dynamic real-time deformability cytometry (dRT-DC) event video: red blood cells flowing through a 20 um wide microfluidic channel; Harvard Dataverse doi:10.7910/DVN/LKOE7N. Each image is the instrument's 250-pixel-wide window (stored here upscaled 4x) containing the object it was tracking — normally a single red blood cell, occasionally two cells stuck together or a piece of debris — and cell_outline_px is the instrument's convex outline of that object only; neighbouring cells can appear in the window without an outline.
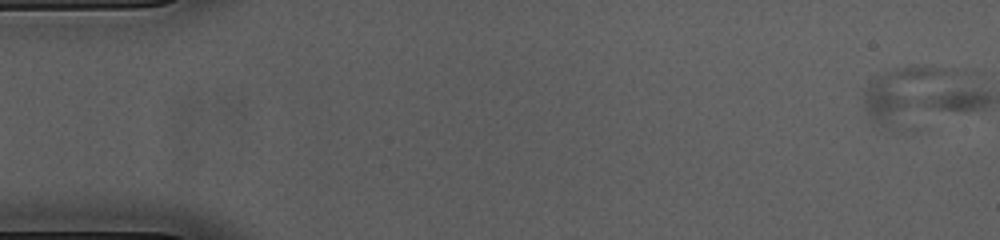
{"species": "common noctule bat (a hibernating species)", "species_latin": "Nyctalus noctula", "temperature_condition": "cold", "stored_images_in_passage": 57, "segment_of_instrument_passage": [1, 2], "camera_frame_rate_fps": 3000, "um_per_image_px": 0.085, "animal": {"sex": "female", "body_mass_g": 23.0, "forearm_length_mm": 53.4}, "frame": {"image": 1, "passage_image": 1, "time_ms": 0.0, "image_size_px": [1000, 240], "cell_outline_px": [[952, 72], [908, 104], [880, 120], [872, 120], [864, 108], [864, 92], [872, 80], [876, 76], [884, 72], [896, 68], [912, 64], [924, 64], [944, 68]], "centroid_in_image_um": [76.49, 7.5], "position_along_channel_um": 8.5, "area_um2": 19.83}}